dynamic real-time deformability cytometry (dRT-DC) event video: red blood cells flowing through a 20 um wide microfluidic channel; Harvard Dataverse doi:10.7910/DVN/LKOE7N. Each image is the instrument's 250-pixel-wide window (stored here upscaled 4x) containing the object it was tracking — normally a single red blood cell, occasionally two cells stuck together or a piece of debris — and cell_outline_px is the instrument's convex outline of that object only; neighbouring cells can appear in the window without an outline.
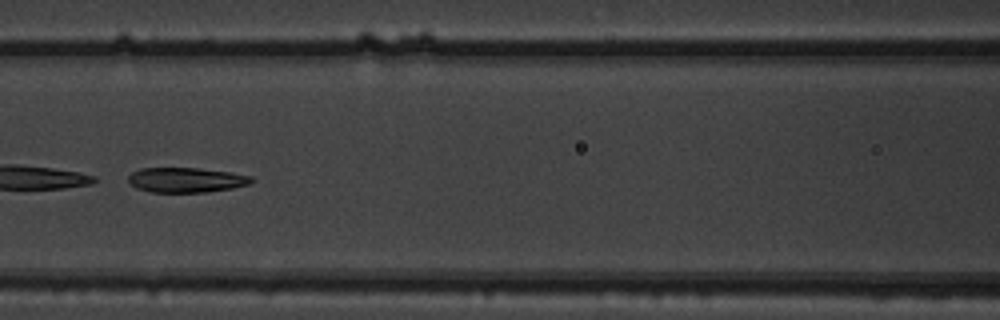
{"species": "common noctule bat (a hibernating species)", "species_latin": "Nyctalus noctula", "temperature_condition": "warm", "stored_images_in_passage": 7, "camera_frame_rate_fps": 3000, "um_per_image_px": 0.085, "animal": {"sex": "male", "body_mass_g": 19.5, "forearm_length_mm": 54.6}, "frame": {"image": 1, "passage_image": 7, "time_ms": 2.0, "image_size_px": [1000, 320], "cell_outline_px": [[256, 180], [248, 184], [232, 188], [204, 192], [152, 192], [136, 188], [128, 184], [128, 176], [132, 172], [140, 168], [196, 168], [232, 172], [252, 176]], "centroid_in_image_um": [15.81, 15.29], "position_along_channel_um": 150.8, "area_um2": 17.98}}